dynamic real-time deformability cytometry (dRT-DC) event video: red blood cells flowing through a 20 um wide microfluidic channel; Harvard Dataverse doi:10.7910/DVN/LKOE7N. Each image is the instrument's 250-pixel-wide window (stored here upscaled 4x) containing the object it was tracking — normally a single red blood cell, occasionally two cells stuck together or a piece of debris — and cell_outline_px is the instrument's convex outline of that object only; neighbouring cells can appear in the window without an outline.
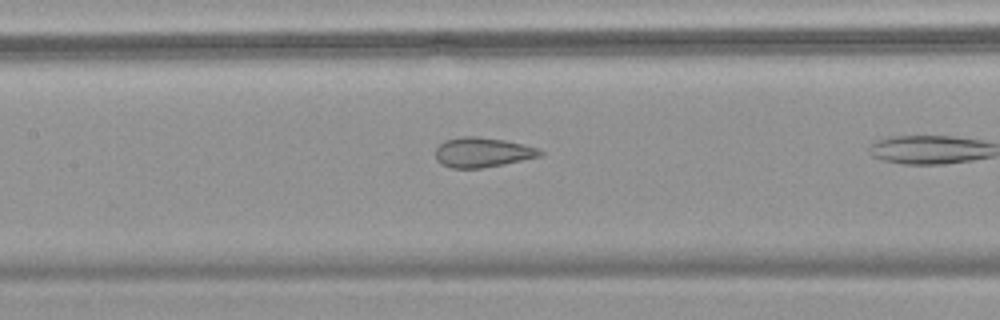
{"species": "common noctule bat (a hibernating species)", "species_latin": "Nyctalus noctula", "temperature_condition": "warm", "stored_images_in_passage": 21, "camera_frame_rate_fps": 3000, "um_per_image_px": 0.085, "animal": {"sex": "female", "body_mass_g": 18.4}, "frame": {"image": 1, "passage_image": 18, "time_ms": 5.667, "image_size_px": [1000, 320], "cell_outline_px": [[544, 152], [540, 156], [504, 164], [480, 168], [452, 168], [440, 164], [436, 160], [436, 148], [444, 140], [460, 136], [476, 136], [504, 140], [536, 148]], "centroid_in_image_um": [40.95, 12.95], "position_along_channel_um": 166.5, "area_um2": 18.03}}